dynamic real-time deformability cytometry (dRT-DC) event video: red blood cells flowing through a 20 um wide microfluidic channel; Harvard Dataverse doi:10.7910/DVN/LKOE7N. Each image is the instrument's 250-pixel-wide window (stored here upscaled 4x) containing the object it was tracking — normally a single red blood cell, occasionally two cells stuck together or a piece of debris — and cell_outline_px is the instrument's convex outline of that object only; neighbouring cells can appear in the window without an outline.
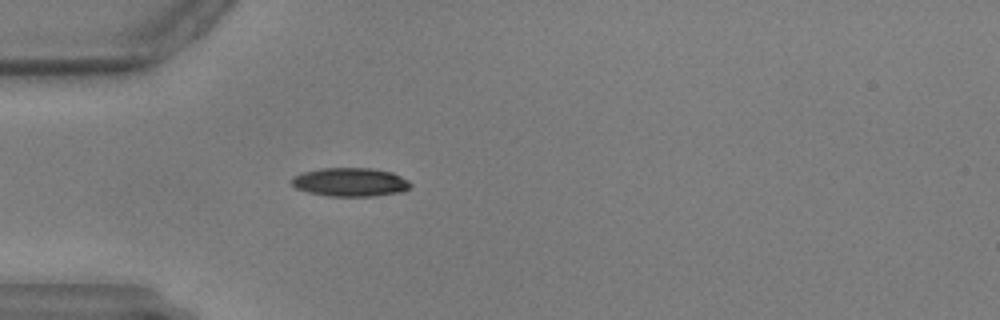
{"species": "common noctule bat (a hibernating species)", "species_latin": "Nyctalus noctula", "temperature_condition": "warm", "stored_images_in_passage": 4, "camera_frame_rate_fps": 3000, "um_per_image_px": 0.085, "animal": {"sex": "male", "body_mass_g": 17.9, "forearm_length_mm": 54.2}, "frame": {"image": 1, "passage_image": 2, "time_ms": 0.333, "image_size_px": [1000, 320], "cell_outline_px": [[412, 184], [404, 192], [372, 196], [328, 196], [308, 192], [296, 188], [292, 184], [292, 180], [296, 176], [304, 172], [320, 168], [372, 168], [392, 172], [408, 180]], "centroid_in_image_um": [29.81, 15.48], "position_along_channel_um": 55.2, "area_um2": 19.77}}